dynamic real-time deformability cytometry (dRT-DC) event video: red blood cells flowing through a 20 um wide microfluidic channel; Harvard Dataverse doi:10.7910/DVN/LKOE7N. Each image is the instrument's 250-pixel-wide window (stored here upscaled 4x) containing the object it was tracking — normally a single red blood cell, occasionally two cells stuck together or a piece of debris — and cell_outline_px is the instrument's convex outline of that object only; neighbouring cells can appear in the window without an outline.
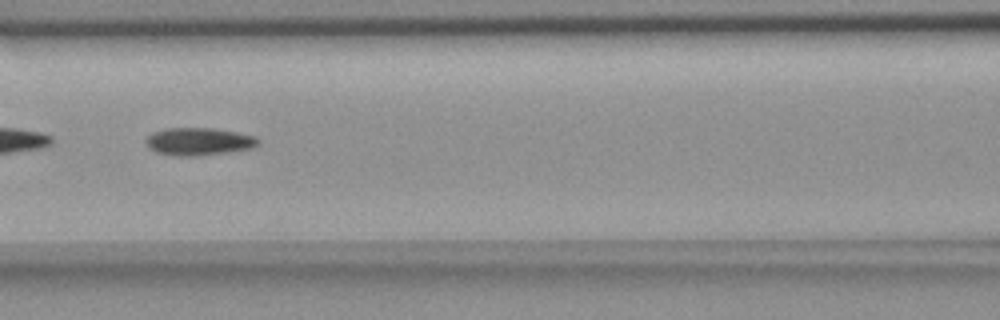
{"species": "common noctule bat (a hibernating species)", "species_latin": "Nyctalus noctula", "temperature_condition": "room temperature", "stored_images_in_passage": 50, "camera_frame_rate_fps": 3000, "um_per_image_px": 0.085, "animal": {"sex": "female", "body_mass_g": 18.4}, "frame": {"image": 1, "passage_image": 25, "time_ms": 8.0, "image_size_px": [1000, 320], "cell_outline_px": [[260, 140], [252, 148], [196, 156], [172, 156], [156, 152], [144, 140], [152, 132], [168, 128], [212, 128], [236, 132], [256, 136]], "centroid_in_image_um": [16.88, 12.02], "position_along_channel_um": 149.7, "area_um2": 17.86}}
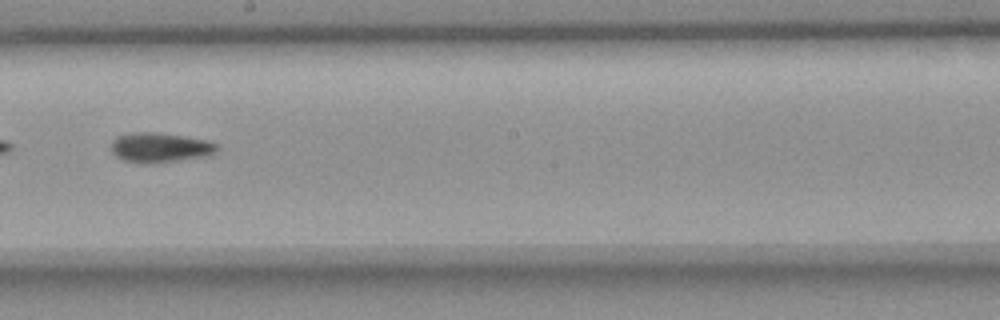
{"frame": {"image": 2, "passage_image": 32, "time_ms": 10.333, "image_size_px": [1000, 320], "cell_outline_px": [[220, 148], [212, 156], [148, 164], [140, 164], [124, 160], [116, 156], [112, 152], [112, 140], [116, 136], [132, 132], [152, 132], [184, 136], [208, 140], [216, 144]], "centroid_in_image_um": [13.63, 12.55], "position_along_channel_um": 234.6, "area_um2": 18.67}}
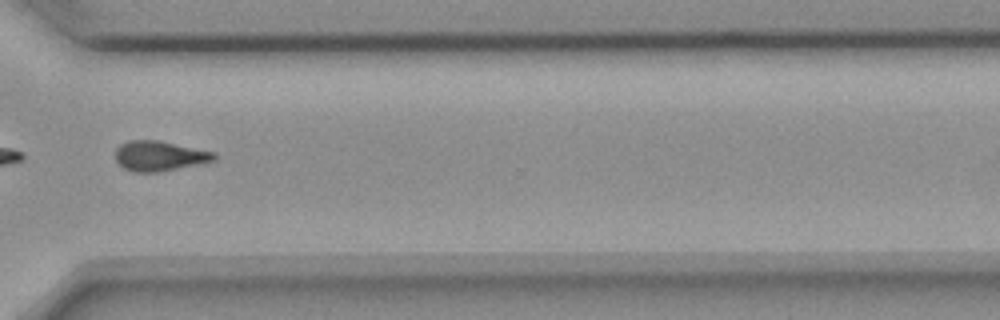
{"frame": {"image": 3, "passage_image": 42, "time_ms": 13.667, "image_size_px": [1000, 320], "cell_outline_px": [[216, 160], [204, 164], [156, 172], [132, 172], [124, 168], [116, 160], [116, 148], [120, 144], [128, 140], [156, 140], [216, 152]], "centroid_in_image_um": [13.58, 13.26], "position_along_channel_um": 357.0, "area_um2": 17.4}}